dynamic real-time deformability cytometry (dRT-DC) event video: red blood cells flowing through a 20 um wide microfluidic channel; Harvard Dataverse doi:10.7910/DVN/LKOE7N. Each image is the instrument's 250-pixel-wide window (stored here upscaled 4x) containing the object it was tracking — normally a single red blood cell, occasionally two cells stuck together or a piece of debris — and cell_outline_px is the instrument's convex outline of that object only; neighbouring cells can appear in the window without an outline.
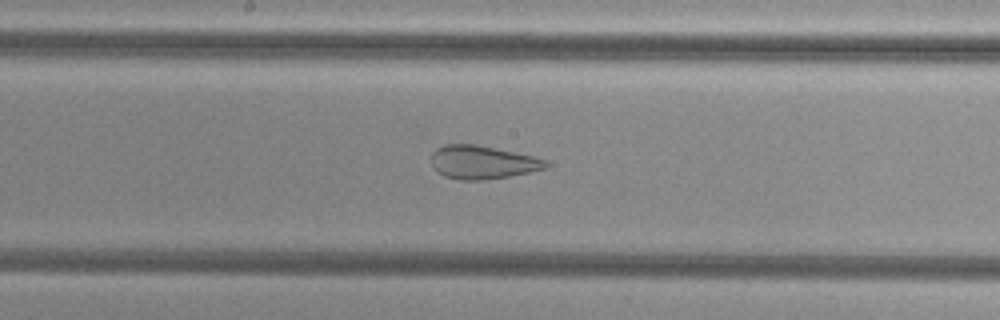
{"species": "common noctule bat (a hibernating species)", "species_latin": "Nyctalus noctula", "temperature_condition": "cold", "stored_images_in_passage": 30, "camera_frame_rate_fps": 3000, "um_per_image_px": 0.085, "animal": {"sex": "female", "body_mass_g": 29.2, "forearm_length_mm": 56.3}, "frame": {"image": 1, "passage_image": 15, "time_ms": 4.667, "image_size_px": [1000, 320], "cell_outline_px": [[548, 168], [508, 176], [484, 180], [460, 180], [444, 176], [436, 172], [432, 168], [432, 152], [436, 148], [444, 144], [476, 144], [532, 156], [544, 160], [548, 164]], "centroid_in_image_um": [40.94, 13.79], "position_along_channel_um": 207.3, "area_um2": 22.2}}
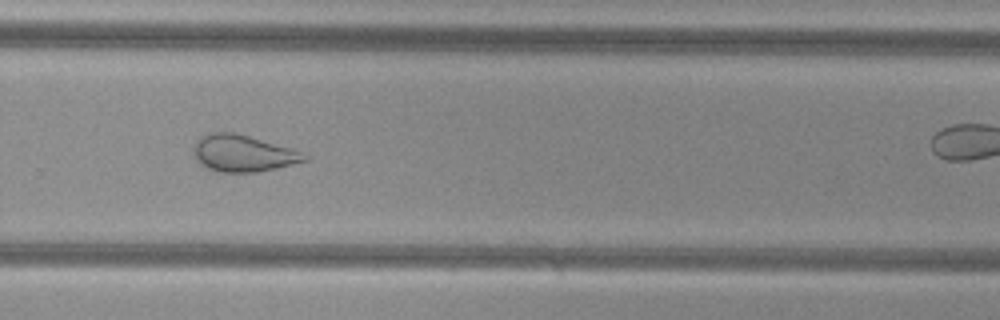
{"frame": {"image": 2, "passage_image": 23, "time_ms": 7.333, "image_size_px": [1000, 320], "cell_outline_px": [[308, 160], [276, 168], [256, 172], [220, 172], [208, 168], [200, 164], [196, 160], [196, 140], [200, 136], [208, 132], [236, 132], [292, 148], [304, 152], [308, 156]], "centroid_in_image_um": [20.68, 13.02], "position_along_channel_um": 309.1, "area_um2": 23.7}}
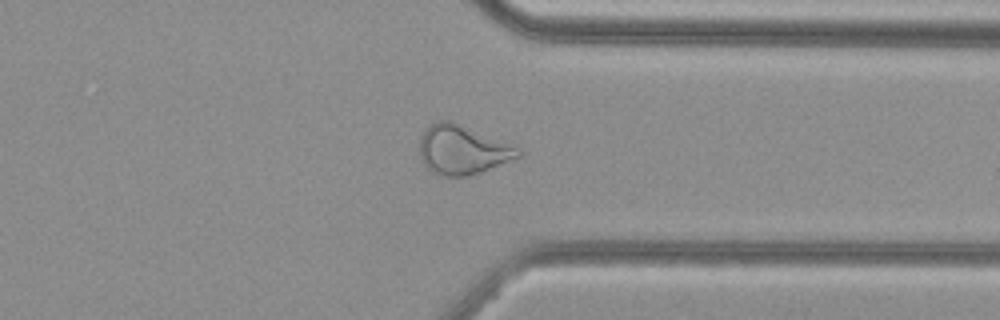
{"frame": {"image": 3, "passage_image": 28, "time_ms": 9.0, "image_size_px": [1000, 320], "cell_outline_px": [[520, 156], [480, 172], [468, 176], [440, 176], [432, 172], [424, 164], [420, 156], [420, 140], [428, 124], [436, 120], [448, 120], [520, 148]], "centroid_in_image_um": [39.25, 12.74], "position_along_channel_um": 372.1, "area_um2": 27.69}}